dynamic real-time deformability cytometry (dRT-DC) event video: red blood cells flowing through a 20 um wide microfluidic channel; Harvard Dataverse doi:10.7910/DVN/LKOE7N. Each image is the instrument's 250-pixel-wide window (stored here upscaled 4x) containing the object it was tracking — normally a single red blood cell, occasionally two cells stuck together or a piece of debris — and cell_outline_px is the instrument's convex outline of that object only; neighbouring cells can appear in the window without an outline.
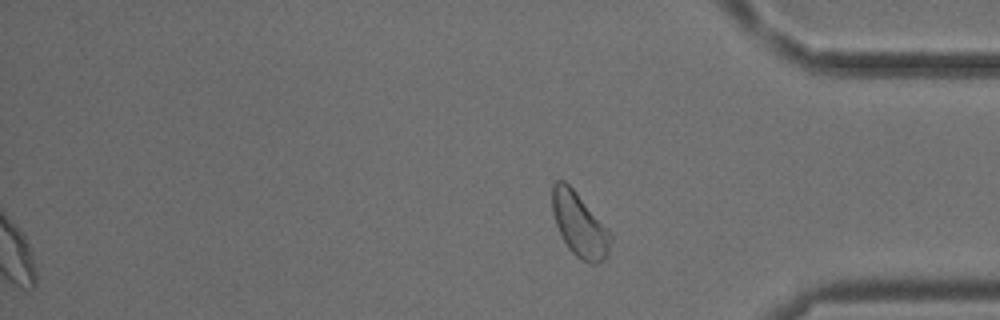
{"species": "common noctule bat (a hibernating species)", "species_latin": "Nyctalus noctula", "temperature_condition": "cold", "stored_images_in_passage": 46, "segment_of_instrument_passage": [2, 2], "camera_frame_rate_fps": 3000, "um_per_image_px": 0.085, "animal": {"sex": "male", "body_mass_g": 18.8}, "frame": {"image": 1, "passage_image": 46, "time_ms": 15.0, "image_size_px": [1000, 320], "cell_outline_px": [[612, 240], [608, 256], [600, 264], [592, 264], [580, 260], [568, 248], [556, 224], [552, 212], [552, 184], [556, 180], [564, 180], [576, 192], [608, 228], [612, 236]], "centroid_in_image_um": [49.28, 19.13], "position_along_channel_um": 385.9, "area_um2": 21.91}}